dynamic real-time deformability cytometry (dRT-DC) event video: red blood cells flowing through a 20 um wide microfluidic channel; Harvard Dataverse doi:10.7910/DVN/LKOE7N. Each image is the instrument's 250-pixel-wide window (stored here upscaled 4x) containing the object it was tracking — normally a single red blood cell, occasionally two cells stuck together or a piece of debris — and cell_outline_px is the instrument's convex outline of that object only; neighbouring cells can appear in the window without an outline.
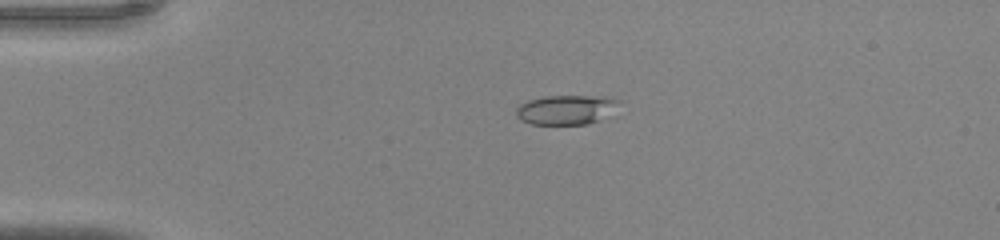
{"species": "common noctule bat (a hibernating species)", "species_latin": "Nyctalus noctula", "temperature_condition": "warm", "stored_images_in_passage": 37, "camera_frame_rate_fps": 3000, "um_per_image_px": 0.085, "animal": {"sex": "male", "body_mass_g": 20.0, "forearm_length_mm": 53.3}, "frame": {"image": 1, "passage_image": 3, "time_ms": 0.667, "image_size_px": [1000, 240], "cell_outline_px": [[620, 100], [596, 120], [588, 124], [532, 124], [520, 120], [516, 116], [516, 108], [520, 104], [528, 100], [544, 96], [604, 96]], "centroid_in_image_um": [47.96, 9.31], "position_along_channel_um": 37.0, "area_um2": 17.05}}
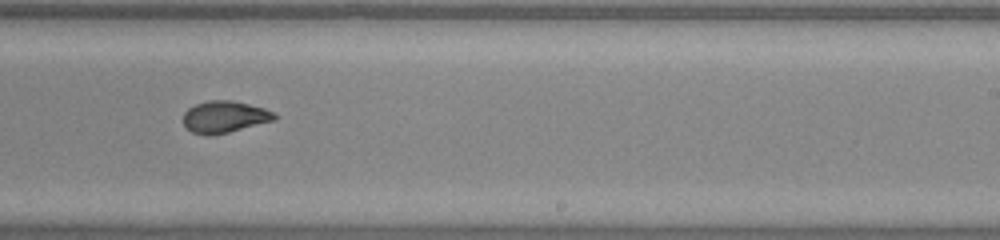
{"frame": {"image": 2, "passage_image": 21, "time_ms": 6.667, "image_size_px": [1000, 240], "cell_outline_px": [[276, 120], [212, 136], [204, 136], [192, 132], [184, 128], [184, 112], [188, 108], [196, 104], [208, 100], [232, 100], [264, 108], [272, 112], [276, 116]], "centroid_in_image_um": [19.05, 9.94], "position_along_channel_um": 270.0, "area_um2": 16.99}}
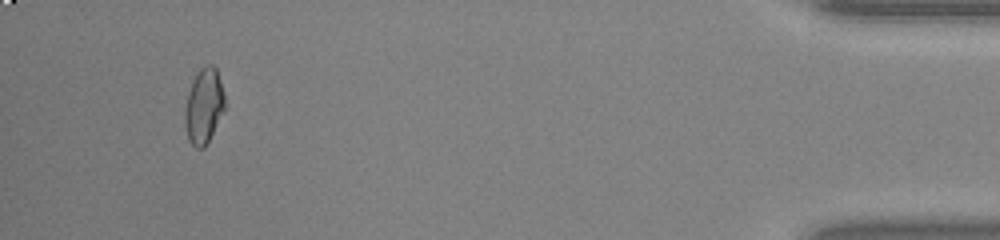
{"frame": {"image": 3, "passage_image": 35, "time_ms": 11.333, "image_size_px": [1000, 240], "cell_outline_px": [[224, 112], [204, 148], [196, 148], [188, 140], [184, 124], [184, 108], [188, 92], [196, 72], [204, 64], [212, 64], [216, 68], [224, 92]], "centroid_in_image_um": [17.31, 9.0], "position_along_channel_um": 417.9, "area_um2": 17.69}}